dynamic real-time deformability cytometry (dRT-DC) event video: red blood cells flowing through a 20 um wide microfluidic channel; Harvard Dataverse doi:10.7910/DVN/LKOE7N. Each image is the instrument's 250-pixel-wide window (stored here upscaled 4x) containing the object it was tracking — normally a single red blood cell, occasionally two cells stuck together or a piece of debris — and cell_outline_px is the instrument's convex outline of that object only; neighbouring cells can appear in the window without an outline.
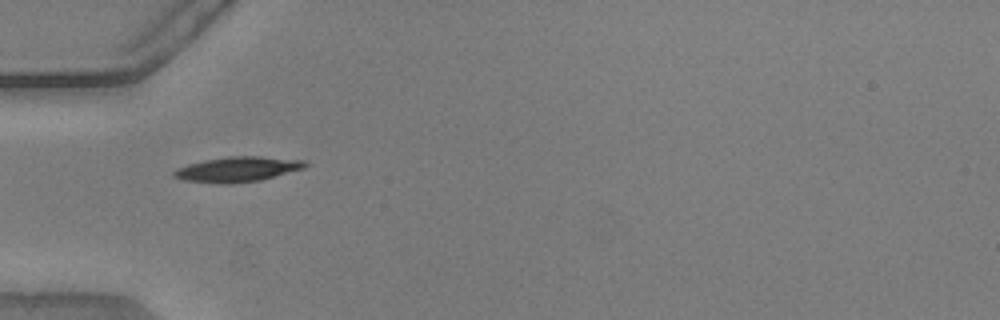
{"species": "common noctule bat (a hibernating species)", "species_latin": "Nyctalus noctula", "temperature_condition": "warm", "stored_images_in_passage": 37, "camera_frame_rate_fps": 3000, "um_per_image_px": 0.085, "animal": {"sex": "male", "body_mass_g": 20.5, "forearm_length_mm": 52.5}, "frame": {"image": 1, "passage_image": 1, "time_ms": 0.0, "image_size_px": [1000, 320], "cell_outline_px": [[308, 164], [304, 168], [260, 180], [232, 184], [220, 184], [184, 180], [172, 176], [172, 172], [176, 168], [188, 164], [204, 160], [228, 156], [260, 156], [304, 160]], "centroid_in_image_um": [20.16, 14.39], "position_along_channel_um": 64.8, "area_um2": 19.25}}
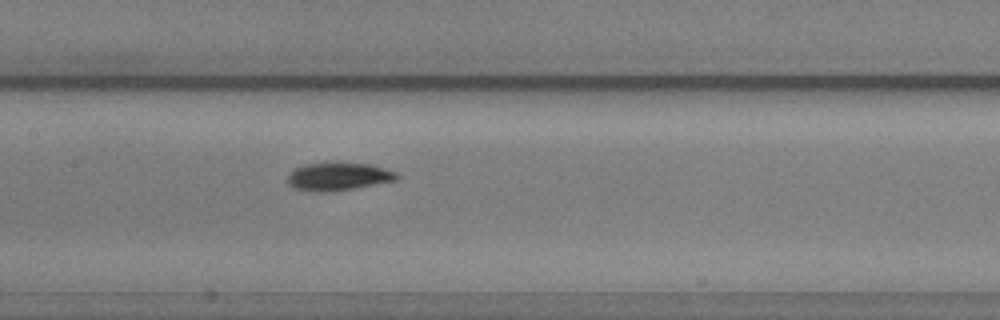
{"frame": {"image": 2, "passage_image": 10, "time_ms": 3.0, "image_size_px": [1000, 320], "cell_outline_px": [[400, 176], [396, 180], [352, 188], [328, 192], [312, 192], [292, 188], [288, 184], [288, 176], [296, 168], [304, 164], [372, 164], [396, 172]], "centroid_in_image_um": [28.74, 15.03], "position_along_channel_um": 178.7, "area_um2": 17.34}}
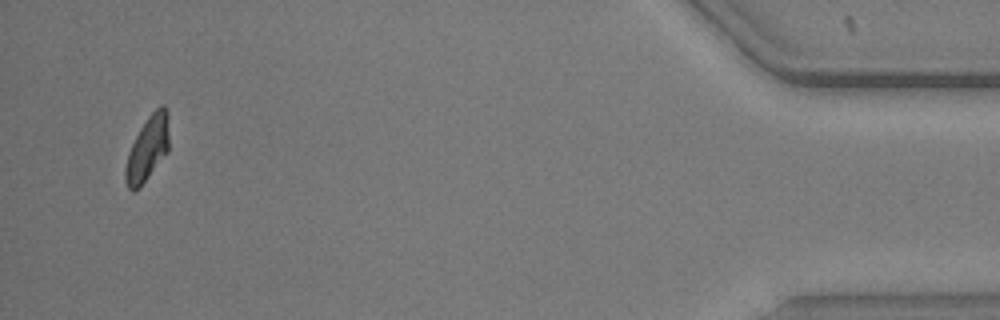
{"frame": {"image": 3, "passage_image": 35, "time_ms": 11.333, "image_size_px": [1000, 320], "cell_outline_px": [[168, 152], [140, 188], [132, 192], [128, 188], [124, 180], [124, 168], [128, 152], [140, 128], [148, 116], [160, 104], [164, 104], [168, 112]], "centroid_in_image_um": [12.53, 12.65], "position_along_channel_um": 422.7, "area_um2": 16.7}, "authors_computed_cell_mechanics": {"area_um2": 17.5134, "velocity_mm_per_s": 3.8246, "shape_relaxation_time_tau1_ms": 3.1098, "shape_relaxation_time_tau2_ms": 2.6586, "deformation_change_tau1": 0.1395, "deformation_change_tau2": 0.0609}}